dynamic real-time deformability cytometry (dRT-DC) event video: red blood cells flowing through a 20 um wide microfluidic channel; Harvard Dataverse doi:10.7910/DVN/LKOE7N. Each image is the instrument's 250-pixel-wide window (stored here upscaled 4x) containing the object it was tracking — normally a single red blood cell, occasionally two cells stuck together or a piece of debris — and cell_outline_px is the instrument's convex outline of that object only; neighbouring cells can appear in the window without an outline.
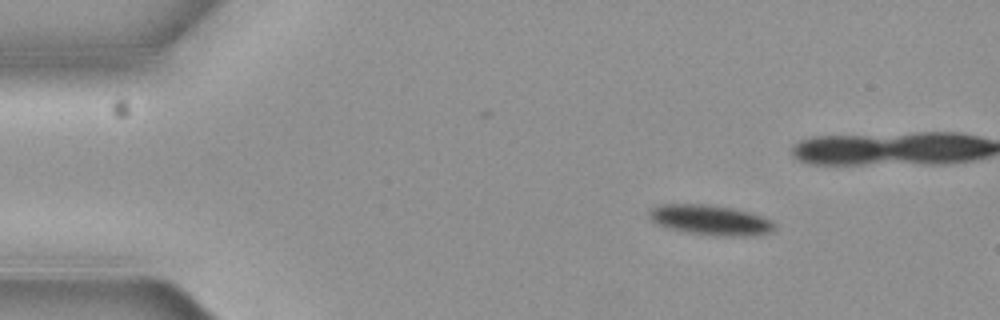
{"species": "common noctule bat (a hibernating species)", "species_latin": "Nyctalus noctula", "temperature_condition": "cold", "stored_images_in_passage": 4, "camera_frame_rate_fps": 3000, "um_per_image_px": 0.085, "animal": {"sex": "female", "body_mass_g": 19.3, "forearm_length_mm": 54.1}, "frame": {"image": 1, "passage_image": 1, "time_ms": 0.0, "image_size_px": [1000, 320], "cell_outline_px": [[776, 228], [768, 232], [744, 236], [724, 236], [688, 232], [668, 228], [652, 220], [648, 216], [648, 208], [656, 204], [712, 204], [732, 208], [748, 212], [772, 220], [776, 224]], "centroid_in_image_um": [60.34, 18.67], "position_along_channel_um": 24.7, "area_um2": 21.91}}